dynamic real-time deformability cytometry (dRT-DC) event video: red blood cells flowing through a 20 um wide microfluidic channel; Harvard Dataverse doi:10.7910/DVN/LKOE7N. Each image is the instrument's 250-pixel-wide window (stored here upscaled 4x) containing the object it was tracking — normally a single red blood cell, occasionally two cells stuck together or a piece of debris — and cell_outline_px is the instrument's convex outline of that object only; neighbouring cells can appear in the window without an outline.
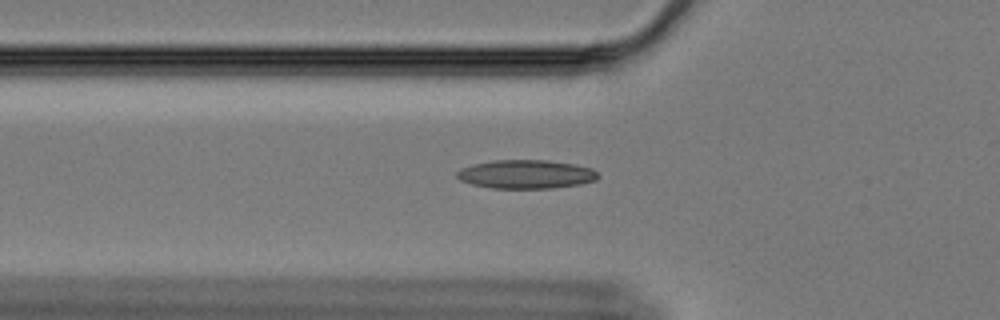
{"species": "Egyptian fruit bat (a non-hibernating species)", "species_latin": "Rousettus aegyptiacus", "temperature_condition": "cold", "stored_images_in_passage": 49, "camera_frame_rate_fps": 3000, "um_per_image_px": 0.085, "animal": {"sex": "female"}, "frame": {"image": 1, "passage_image": 10, "time_ms": 3.0, "image_size_px": [1000, 320], "cell_outline_px": [[600, 176], [596, 180], [580, 184], [552, 188], [492, 188], [472, 184], [460, 180], [456, 176], [456, 172], [460, 168], [472, 164], [492, 160], [548, 160], [576, 164], [592, 168]], "centroid_in_image_um": [44.71, 14.8], "position_along_channel_um": 81.1, "area_um2": 23.76}}
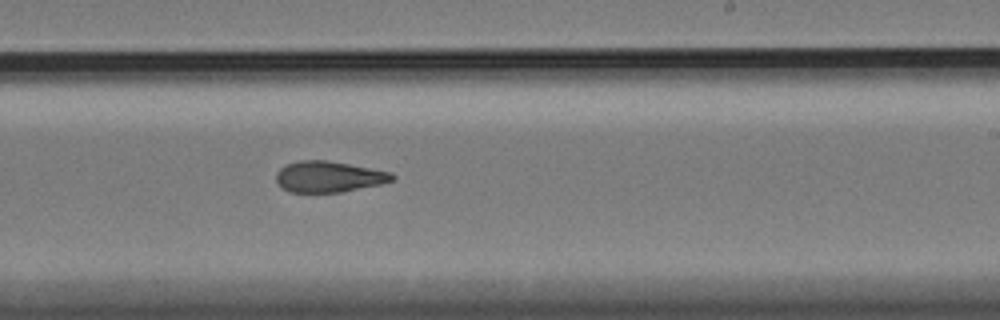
{"frame": {"image": 2, "passage_image": 26, "time_ms": 8.333, "image_size_px": [1000, 320], "cell_outline_px": [[396, 176], [392, 180], [380, 184], [340, 192], [288, 192], [276, 180], [276, 172], [280, 168], [288, 164], [300, 160], [328, 160], [392, 172]], "centroid_in_image_um": [27.94, 15.01], "position_along_channel_um": 261.1, "area_um2": 20.81}}
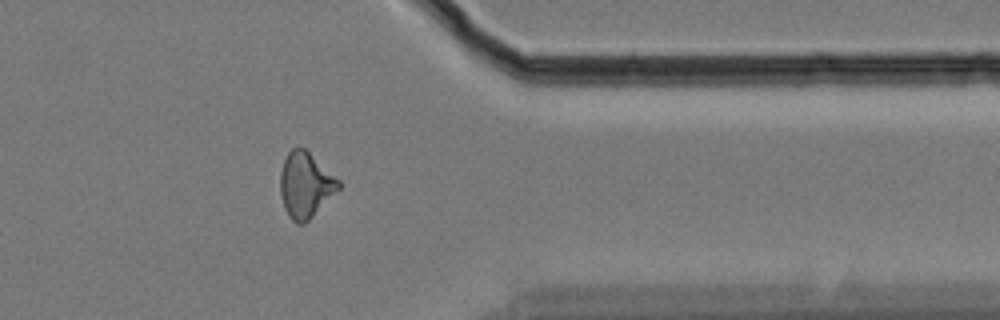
{"frame": {"image": 3, "passage_image": 38, "time_ms": 12.333, "image_size_px": [1000, 320], "cell_outline_px": [[340, 188], [304, 224], [296, 224], [288, 216], [284, 208], [280, 192], [280, 172], [284, 160], [288, 152], [292, 148], [304, 148], [340, 180]], "centroid_in_image_um": [25.94, 15.73], "position_along_channel_um": 385.5, "area_um2": 22.02}, "authors_computed_cell_mechanics": {"area_um2": 21.6172, "velocity_mm_per_s": 3.3518, "shape_relaxation_time_tau1_ms": null, "shape_relaxation_time_tau2_ms": 4.9653, "deformation_change_tau1": null, "deformation_change_tau2": 0.1324}}